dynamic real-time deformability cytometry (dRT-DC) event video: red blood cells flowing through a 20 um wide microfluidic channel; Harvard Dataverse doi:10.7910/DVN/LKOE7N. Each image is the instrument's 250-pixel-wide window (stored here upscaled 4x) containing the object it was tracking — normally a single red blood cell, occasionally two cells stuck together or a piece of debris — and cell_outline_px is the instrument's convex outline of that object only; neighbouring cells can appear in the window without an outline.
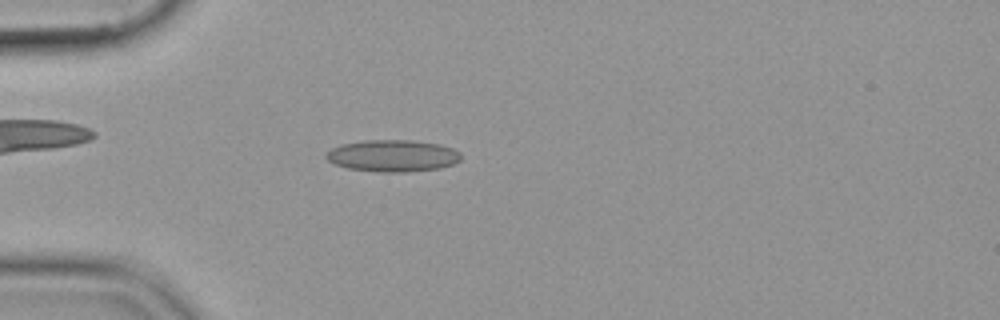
{"species": "common noctule bat (a hibernating species)", "species_latin": "Nyctalus noctula", "temperature_condition": "cold", "stored_images_in_passage": 51, "camera_frame_rate_fps": 3000, "um_per_image_px": 0.085, "animal": {"sex": "female", "body_mass_g": 19.9}, "frame": {"image": 1, "passage_image": 12, "time_ms": 3.667, "image_size_px": [1000, 320], "cell_outline_px": [[460, 160], [452, 164], [440, 168], [404, 172], [380, 172], [348, 168], [336, 164], [328, 160], [324, 156], [324, 152], [340, 144], [364, 140], [412, 140], [440, 144], [452, 148], [460, 152]], "centroid_in_image_um": [33.35, 13.23], "position_along_channel_um": 51.6, "area_um2": 25.09}}
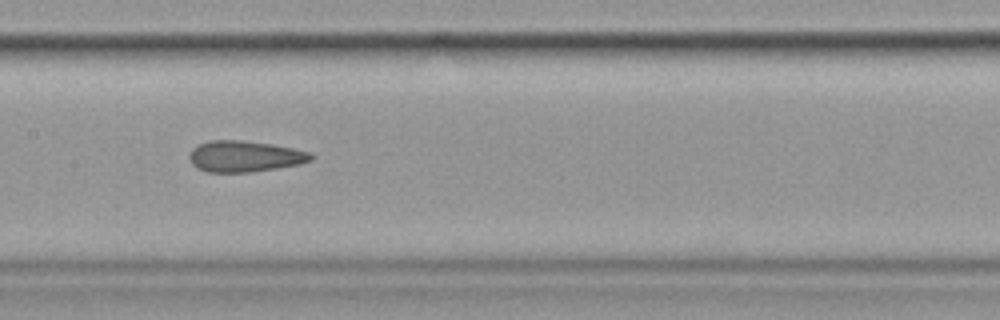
{"frame": {"image": 2, "passage_image": 24, "time_ms": 7.667, "image_size_px": [1000, 320], "cell_outline_px": [[312, 160], [300, 164], [276, 168], [248, 172], [208, 172], [192, 164], [188, 156], [192, 148], [208, 140], [240, 140], [272, 144], [312, 152]], "centroid_in_image_um": [20.8, 13.28], "position_along_channel_um": 186.6, "area_um2": 21.96}}
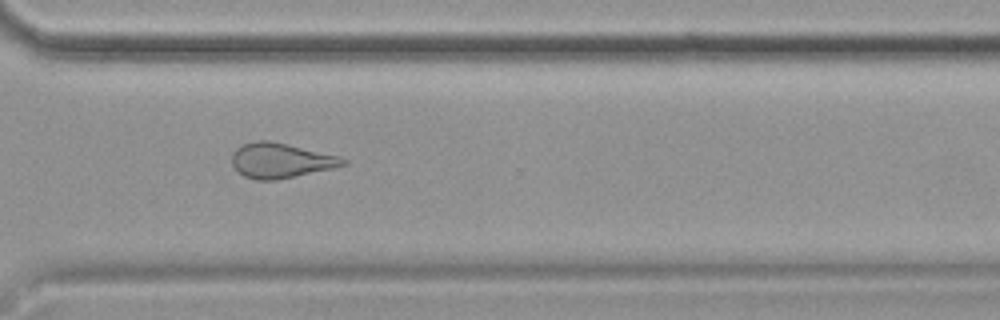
{"frame": {"image": 3, "passage_image": 37, "time_ms": 12.0, "image_size_px": [1000, 320], "cell_outline_px": [[348, 164], [332, 168], [276, 180], [256, 180], [244, 176], [232, 164], [232, 152], [236, 148], [244, 144], [256, 140], [268, 140], [340, 156], [348, 160]], "centroid_in_image_um": [23.86, 13.64], "position_along_channel_um": 346.7, "area_um2": 22.43}}